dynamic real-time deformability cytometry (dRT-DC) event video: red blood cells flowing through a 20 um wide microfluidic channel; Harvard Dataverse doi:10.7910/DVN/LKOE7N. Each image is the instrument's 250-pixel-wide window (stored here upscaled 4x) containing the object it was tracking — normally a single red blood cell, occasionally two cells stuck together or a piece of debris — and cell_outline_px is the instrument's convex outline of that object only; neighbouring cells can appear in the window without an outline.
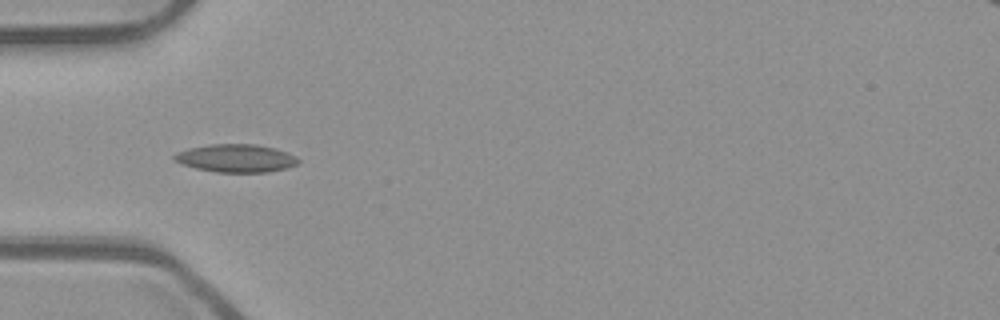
{"species": "common noctule bat (a hibernating species)", "species_latin": "Nyctalus noctula", "temperature_condition": "room temperature", "stored_images_in_passage": 16, "camera_frame_rate_fps": 3000, "um_per_image_px": 0.085, "animal": {"sex": "male", "body_mass_g": 23.1, "forearm_length_mm": 52.7}, "frame": {"image": 1, "passage_image": 3, "time_ms": 0.667, "image_size_px": [1000, 320], "cell_outline_px": [[300, 160], [296, 164], [288, 168], [268, 172], [216, 172], [196, 168], [184, 164], [176, 160], [172, 156], [176, 152], [188, 148], [208, 144], [256, 144], [276, 148], [288, 152], [296, 156]], "centroid_in_image_um": [20.09, 13.44], "position_along_channel_um": 64.9, "area_um2": 20.29}}
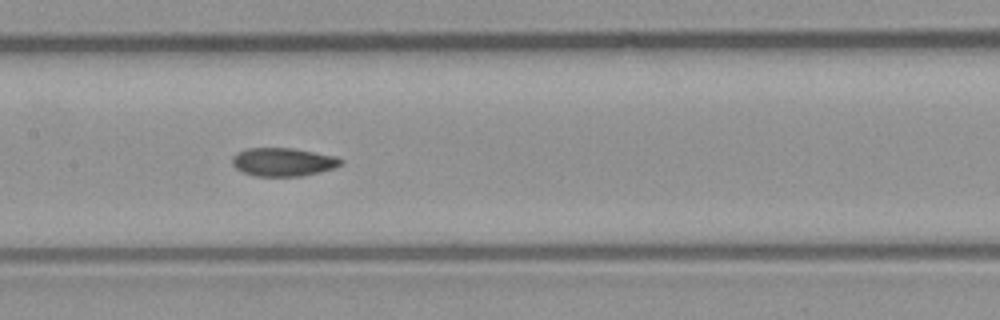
{"frame": {"image": 2, "passage_image": 12, "time_ms": 3.667, "image_size_px": [1000, 320], "cell_outline_px": [[344, 160], [336, 168], [304, 176], [252, 176], [236, 168], [232, 164], [232, 156], [236, 152], [248, 148], [292, 148], [336, 156]], "centroid_in_image_um": [24.06, 13.77], "position_along_channel_um": 183.3, "area_um2": 18.09}}